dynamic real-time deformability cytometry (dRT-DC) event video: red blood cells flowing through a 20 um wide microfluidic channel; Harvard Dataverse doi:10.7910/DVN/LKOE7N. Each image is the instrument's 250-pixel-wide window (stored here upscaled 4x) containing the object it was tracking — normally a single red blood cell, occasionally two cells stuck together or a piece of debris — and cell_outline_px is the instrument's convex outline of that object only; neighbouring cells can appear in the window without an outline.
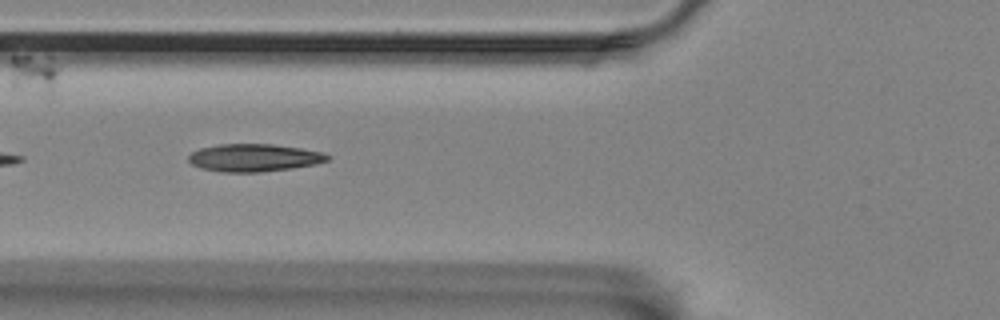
{"species": "Egyptian fruit bat (a non-hibernating species)", "species_latin": "Rousettus aegyptiacus", "temperature_condition": "room temperature", "stored_images_in_passage": 38, "camera_frame_rate_fps": 3000, "um_per_image_px": 0.085, "animal": {"sex": "female"}, "frame": {"image": 1, "passage_image": 3, "time_ms": 0.667, "image_size_px": [1000, 320], "cell_outline_px": [[332, 156], [328, 160], [316, 164], [292, 168], [260, 172], [220, 172], [200, 168], [192, 164], [188, 160], [188, 156], [192, 152], [200, 148], [220, 144], [272, 144], [300, 148], [324, 152]], "centroid_in_image_um": [21.61, 13.41], "position_along_channel_um": 104.2, "area_um2": 22.48}}
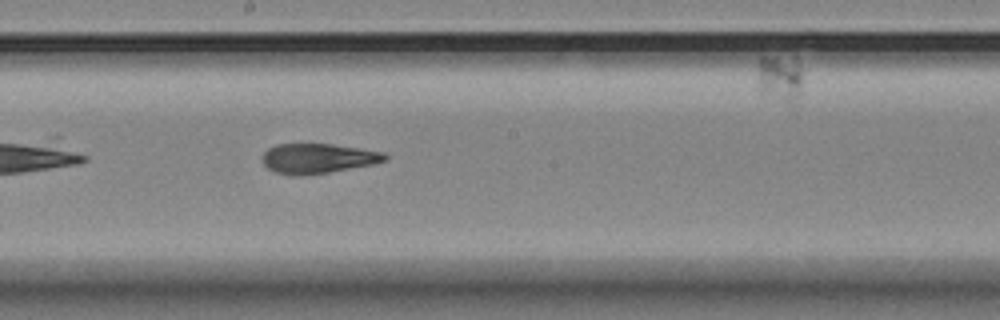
{"frame": {"image": 2, "passage_image": 13, "time_ms": 4.0, "image_size_px": [1000, 320], "cell_outline_px": [[388, 160], [372, 164], [328, 172], [304, 176], [292, 176], [276, 172], [268, 168], [264, 164], [264, 152], [268, 148], [276, 144], [332, 144], [360, 148], [384, 152], [388, 156]], "centroid_in_image_um": [27.03, 13.46], "position_along_channel_um": 221.2, "area_um2": 21.27}}
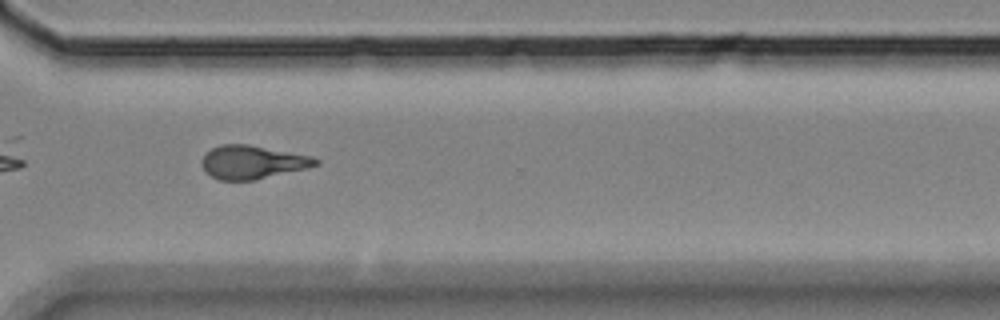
{"frame": {"image": 3, "passage_image": 24, "time_ms": 7.667, "image_size_px": [1000, 320], "cell_outline_px": [[320, 164], [308, 168], [256, 180], [220, 180], [204, 172], [200, 164], [200, 160], [212, 148], [220, 144], [248, 144], [312, 156], [320, 160]], "centroid_in_image_um": [21.46, 13.79], "position_along_channel_um": 349.1, "area_um2": 22.37}}